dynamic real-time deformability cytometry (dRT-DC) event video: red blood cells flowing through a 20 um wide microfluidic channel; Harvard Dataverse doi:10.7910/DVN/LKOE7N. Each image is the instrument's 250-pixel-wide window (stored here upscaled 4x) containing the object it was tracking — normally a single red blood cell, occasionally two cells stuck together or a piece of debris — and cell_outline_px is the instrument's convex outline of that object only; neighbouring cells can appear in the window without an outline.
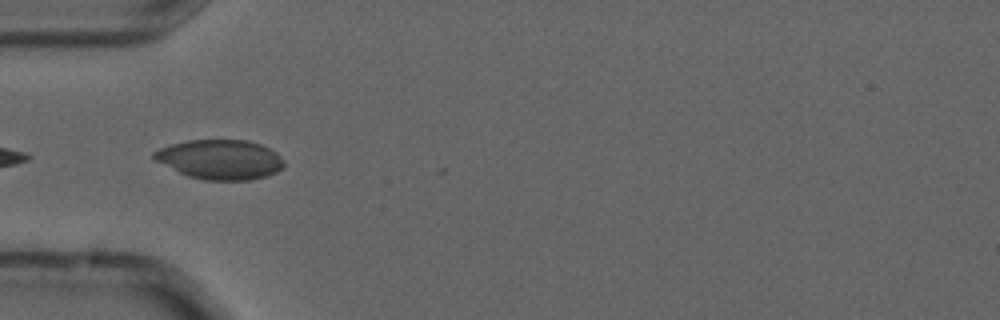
{"species": "common noctule bat (a hibernating species)", "species_latin": "Nyctalus noctula", "temperature_condition": "cold", "stored_images_in_passage": 11, "camera_frame_rate_fps": 3000, "um_per_image_px": 0.085, "animal": {"sex": "male", "forearm_length_mm": 52.5}, "frame": {"image": 1, "passage_image": 1, "time_ms": 0.0, "image_size_px": [1000, 320], "cell_outline_px": [[284, 168], [268, 176], [252, 180], [204, 180], [188, 176], [152, 160], [152, 152], [160, 148], [172, 144], [188, 140], [248, 140], [260, 144], [276, 152], [284, 160]], "centroid_in_image_um": [18.71, 13.56], "position_along_channel_um": 66.3, "area_um2": 30.29}}
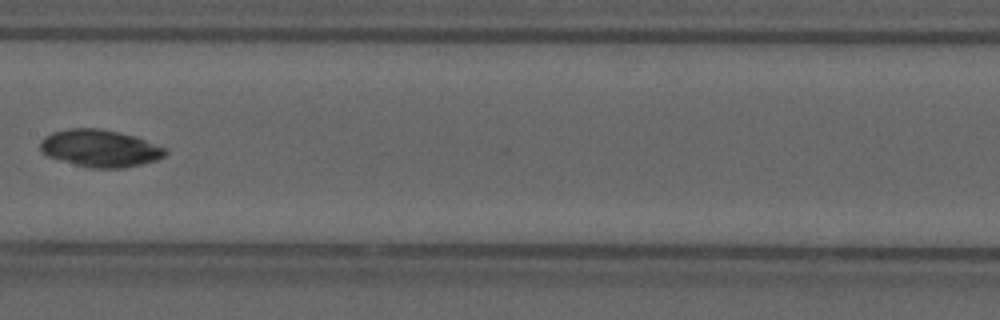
{"frame": {"image": 2, "passage_image": 4, "time_ms": 1.0, "image_size_px": [1000, 320], "cell_outline_px": [[168, 152], [164, 156], [156, 160], [124, 168], [88, 168], [48, 156], [40, 152], [40, 140], [44, 136], [52, 132], [68, 128], [100, 128], [120, 132], [136, 136], [168, 148]], "centroid_in_image_um": [8.51, 12.59], "position_along_channel_um": 198.9, "area_um2": 27.46}}
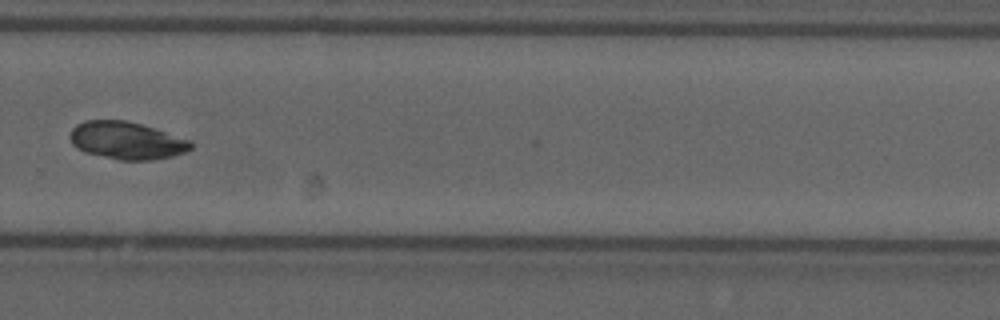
{"frame": {"image": 3, "passage_image": 7, "time_ms": 2.0, "image_size_px": [1000, 320], "cell_outline_px": [[192, 148], [184, 152], [172, 156], [152, 160], [120, 160], [84, 152], [76, 148], [72, 144], [68, 136], [72, 128], [76, 124], [84, 120], [124, 120], [140, 124], [192, 140]], "centroid_in_image_um": [10.73, 11.94], "position_along_channel_um": 319.1, "area_um2": 26.47}}